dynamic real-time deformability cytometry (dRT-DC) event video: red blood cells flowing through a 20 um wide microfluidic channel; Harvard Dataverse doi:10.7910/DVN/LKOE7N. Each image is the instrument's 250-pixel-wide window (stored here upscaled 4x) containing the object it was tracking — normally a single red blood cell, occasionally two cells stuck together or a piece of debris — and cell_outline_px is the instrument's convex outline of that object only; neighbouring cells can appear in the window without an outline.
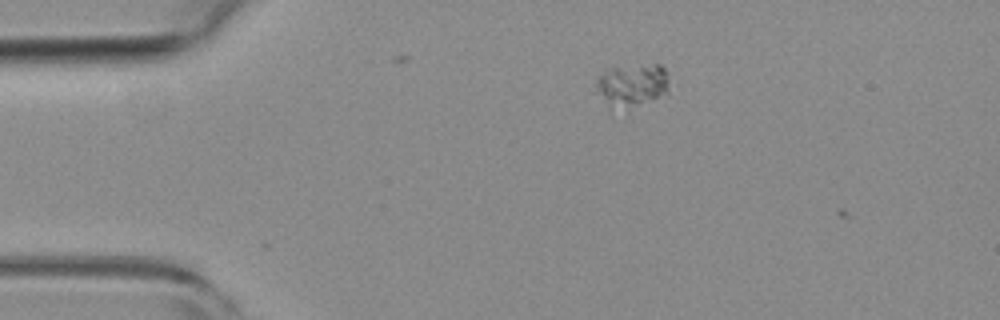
{"species": "common noctule bat (a hibernating species)", "species_latin": "Nyctalus noctula", "temperature_condition": "room temperature", "stored_images_in_passage": 3, "camera_frame_rate_fps": 3000, "um_per_image_px": 0.085, "animal": {"sex": "female", "body_mass_g": 19.3, "forearm_length_mm": 54.1}, "frame": {"image": 1, "passage_image": 1, "time_ms": 0.0, "image_size_px": [1000, 320], "cell_outline_px": [[668, 96], [640, 100], [624, 100], [604, 96], [596, 92], [596, 80], [604, 72], [612, 68], [652, 64], [660, 64], [668, 72]], "centroid_in_image_um": [53.9, 7.02], "position_along_channel_um": 31.1, "area_um2": 15.84}}